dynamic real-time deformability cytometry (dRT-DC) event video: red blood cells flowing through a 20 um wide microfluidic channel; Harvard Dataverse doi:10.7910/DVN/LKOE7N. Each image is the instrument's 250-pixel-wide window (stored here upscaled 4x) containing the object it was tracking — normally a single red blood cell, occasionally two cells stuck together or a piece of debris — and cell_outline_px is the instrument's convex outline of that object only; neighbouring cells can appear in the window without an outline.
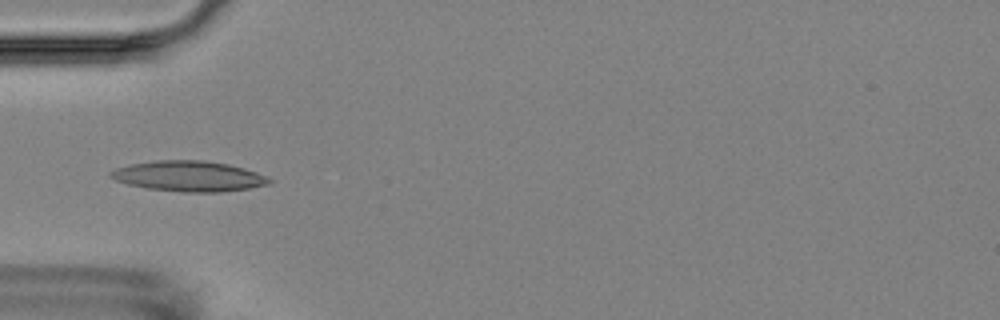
{"species": "Egyptian fruit bat (a non-hibernating species)", "species_latin": "Rousettus aegyptiacus", "temperature_condition": "room temperature", "stored_images_in_passage": 7, "camera_frame_rate_fps": 3000, "um_per_image_px": 0.085, "animal": {"sex": "female"}, "frame": {"image": 1, "passage_image": 3, "time_ms": 2.333, "image_size_px": [1000, 320], "cell_outline_px": [[272, 180], [268, 184], [248, 188], [220, 192], [180, 192], [148, 188], [128, 184], [116, 180], [108, 176], [108, 172], [116, 168], [132, 164], [156, 160], [204, 160], [228, 164], [244, 168], [268, 176]], "centroid_in_image_um": [16.04, 14.97], "position_along_channel_um": 69.0, "area_um2": 28.09}}
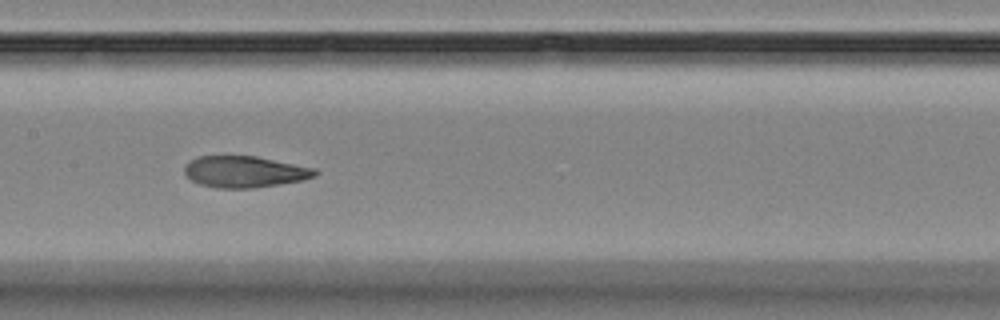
{"frame": {"image": 2, "passage_image": 6, "time_ms": 5.667, "image_size_px": [1000, 320], "cell_outline_px": [[320, 172], [316, 176], [304, 180], [280, 184], [252, 188], [220, 188], [200, 184], [192, 180], [184, 172], [184, 168], [188, 160], [196, 156], [256, 156], [316, 168]], "centroid_in_image_um": [20.82, 14.59], "position_along_channel_um": 186.6, "area_um2": 24.04}}
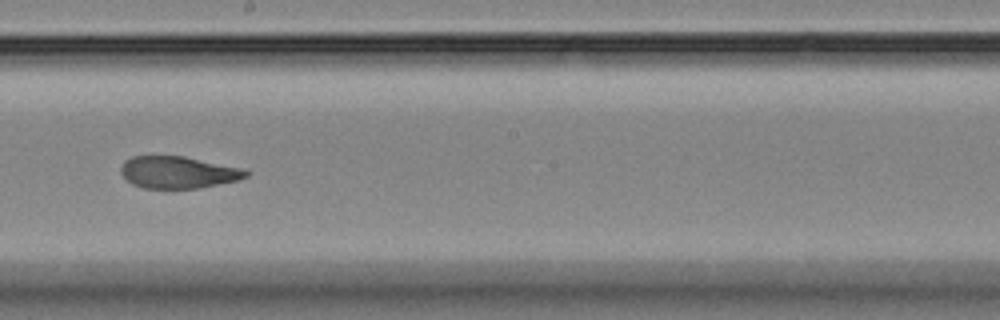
{"frame": {"image": 3, "passage_image": 7, "time_ms": 7.0, "image_size_px": [1000, 320], "cell_outline_px": [[252, 172], [248, 176], [240, 180], [200, 188], [144, 188], [132, 184], [120, 172], [120, 168], [124, 160], [132, 156], [184, 156], [244, 168]], "centroid_in_image_um": [15.19, 14.64], "position_along_channel_um": 233.0, "area_um2": 23.58}}